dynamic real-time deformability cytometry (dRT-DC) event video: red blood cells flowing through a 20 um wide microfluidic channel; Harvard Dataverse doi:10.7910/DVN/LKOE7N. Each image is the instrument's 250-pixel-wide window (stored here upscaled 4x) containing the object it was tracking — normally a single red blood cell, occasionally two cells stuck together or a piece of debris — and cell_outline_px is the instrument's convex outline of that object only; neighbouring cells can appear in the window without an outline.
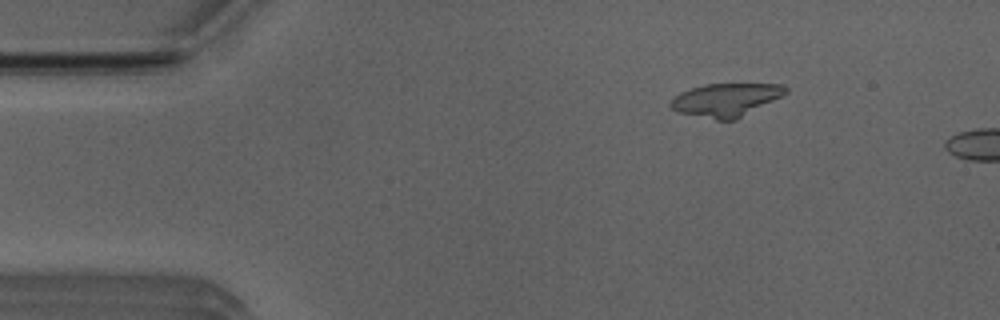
{"species": "Egyptian fruit bat (a non-hibernating species)", "species_latin": "Rousettus aegyptiacus", "temperature_condition": "room temperature", "stored_images_in_passage": 6, "camera_frame_rate_fps": 3000, "um_per_image_px": 0.085, "animal": {"sex": "male"}, "frame": {"image": 1, "passage_image": 3, "time_ms": 0.667, "image_size_px": [1000, 320], "cell_outline_px": [[788, 92], [736, 120], [716, 120], [680, 112], [672, 108], [668, 104], [680, 92], [704, 84], [784, 84], [788, 88]], "centroid_in_image_um": [61.72, 8.48], "position_along_channel_um": 23.3, "area_um2": 21.96}}